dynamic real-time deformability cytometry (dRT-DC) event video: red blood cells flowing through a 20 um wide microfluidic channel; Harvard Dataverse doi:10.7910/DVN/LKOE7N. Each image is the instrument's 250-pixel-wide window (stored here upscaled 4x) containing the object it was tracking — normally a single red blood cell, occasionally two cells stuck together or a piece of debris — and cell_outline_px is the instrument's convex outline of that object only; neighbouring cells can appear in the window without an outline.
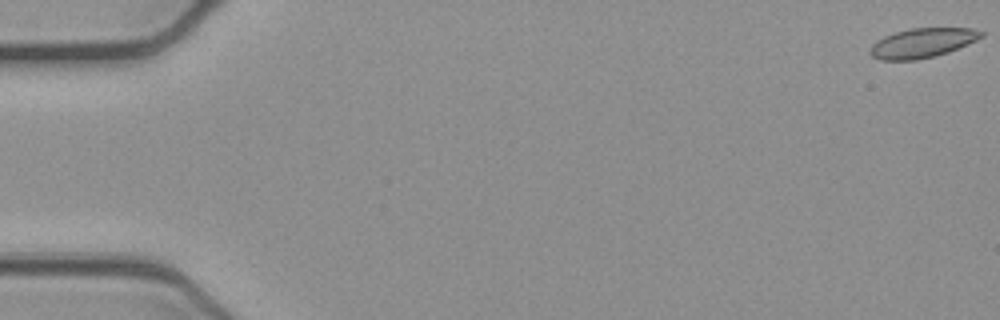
{"species": "common noctule bat (a hibernating species)", "species_latin": "Nyctalus noctula", "temperature_condition": "cold", "stored_images_in_passage": 53, "camera_frame_rate_fps": 3000, "um_per_image_px": 0.085, "animal": {"sex": "female", "body_mass_g": 21.9}, "frame": {"image": 1, "passage_image": 1, "time_ms": 0.0, "image_size_px": [1000, 320], "cell_outline_px": [[984, 36], [968, 44], [948, 52], [936, 56], [916, 60], [880, 60], [872, 56], [868, 52], [868, 48], [876, 40], [884, 36], [896, 32], [912, 28], [972, 28], [984, 32]], "centroid_in_image_um": [78.38, 3.66], "position_along_channel_um": 6.6, "area_um2": 19.25}}
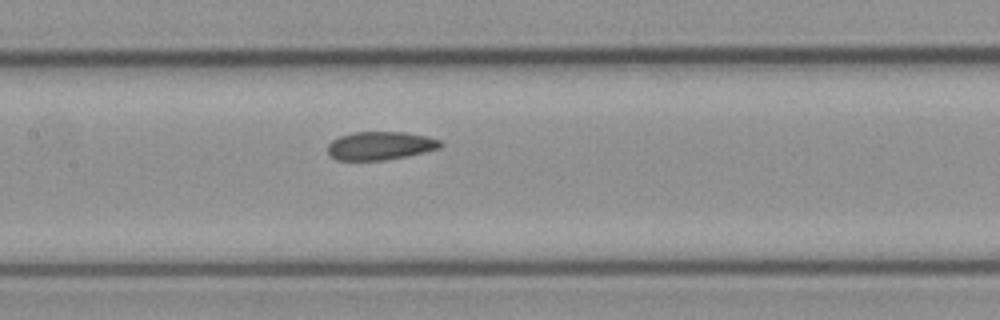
{"frame": {"image": 2, "passage_image": 26, "time_ms": 8.333, "image_size_px": [1000, 320], "cell_outline_px": [[444, 144], [440, 148], [408, 156], [384, 160], [336, 160], [328, 152], [328, 144], [332, 140], [340, 136], [352, 132], [404, 132], [428, 136], [440, 140]], "centroid_in_image_um": [32.34, 12.38], "position_along_channel_um": 175.1, "area_um2": 18.67}}
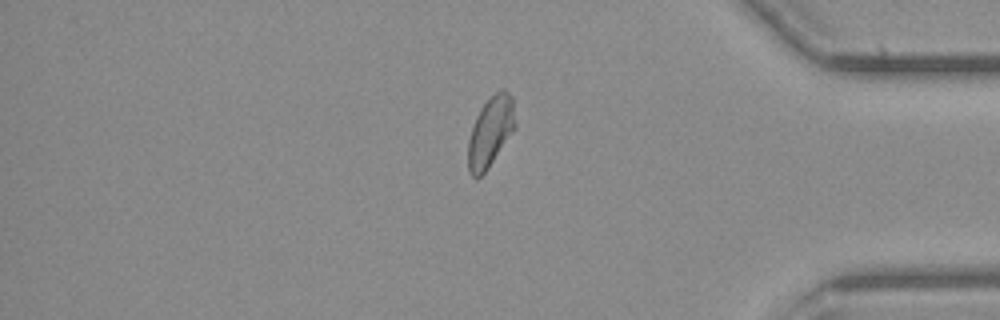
{"frame": {"image": 3, "passage_image": 45, "time_ms": 14.667, "image_size_px": [1000, 320], "cell_outline_px": [[516, 128], [488, 168], [476, 180], [468, 172], [468, 140], [476, 116], [480, 108], [500, 88], [504, 88], [512, 96], [516, 124]], "centroid_in_image_um": [41.7, 11.2], "position_along_channel_um": 393.5, "area_um2": 19.36}, "authors_computed_cell_mechanics": {"area_um2": 19.4208, "velocity_mm_per_s": 3.8819, "shape_relaxation_time_tau1_ms": null, "shape_relaxation_time_tau2_ms": 2.9024, "deformation_change_tau1": null, "deformation_change_tau2": 0.0589}}